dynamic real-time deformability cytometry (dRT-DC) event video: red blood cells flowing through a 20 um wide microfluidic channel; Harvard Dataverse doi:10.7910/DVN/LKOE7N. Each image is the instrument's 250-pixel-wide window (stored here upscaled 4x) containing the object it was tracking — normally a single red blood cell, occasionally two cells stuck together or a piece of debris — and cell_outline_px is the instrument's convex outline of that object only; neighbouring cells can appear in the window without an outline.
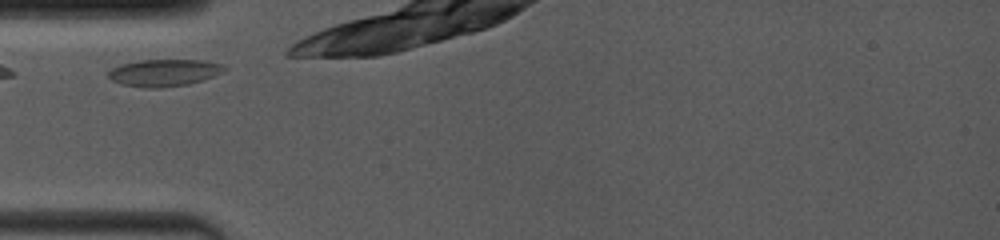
{"species": "common noctule bat (a hibernating species)", "species_latin": "Nyctalus noctula", "temperature_condition": "room temperature", "stored_images_in_passage": 19, "camera_frame_rate_fps": 4000, "um_per_image_px": 0.085, "animal": {"sex": "female", "body_mass_g": 19.0, "forearm_length_mm": 53.3}, "frame": {"image": 1, "passage_image": 1, "time_ms": 0.0, "image_size_px": [1000, 240], "cell_outline_px": [[228, 68], [204, 80], [188, 84], [160, 88], [144, 88], [120, 84], [112, 80], [108, 76], [108, 72], [112, 68], [120, 64], [140, 60], [204, 60], [220, 64]], "centroid_in_image_um": [13.91, 6.18], "position_along_channel_um": 71.1, "area_um2": 18.26}}